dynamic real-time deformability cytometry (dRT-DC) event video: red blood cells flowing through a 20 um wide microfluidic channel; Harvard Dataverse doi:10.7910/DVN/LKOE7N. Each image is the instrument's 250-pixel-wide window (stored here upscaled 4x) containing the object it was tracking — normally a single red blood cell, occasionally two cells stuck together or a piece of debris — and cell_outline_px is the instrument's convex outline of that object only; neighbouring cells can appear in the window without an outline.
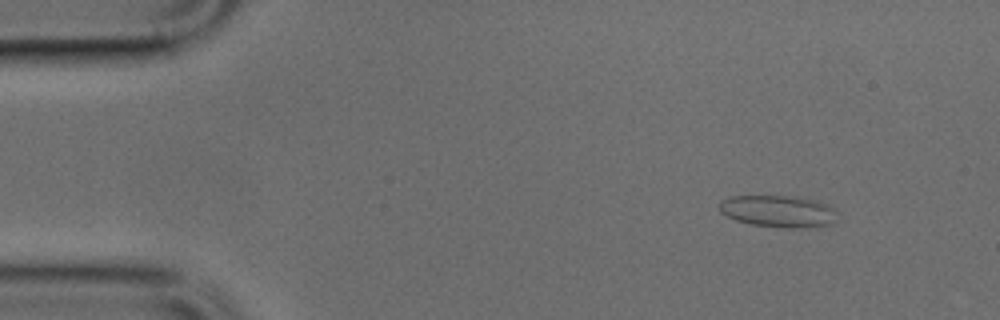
{"species": "common noctule bat (a hibernating species)", "species_latin": "Nyctalus noctula", "temperature_condition": "cold", "stored_images_in_passage": 45, "camera_frame_rate_fps": 3000, "um_per_image_px": 0.085, "animal": {"sex": "male", "body_mass_g": 17.9, "forearm_length_mm": 54.2}, "frame": {"image": 1, "passage_image": 1, "time_ms": 0.0, "image_size_px": [1000, 320], "cell_outline_px": [[836, 224], [800, 228], [780, 228], [752, 224], [736, 220], [720, 212], [720, 200], [728, 196], [796, 196], [812, 200], [824, 204], [832, 208], [836, 212]], "centroid_in_image_um": [66.15, 17.96], "position_along_channel_um": 18.9, "area_um2": 21.96}}
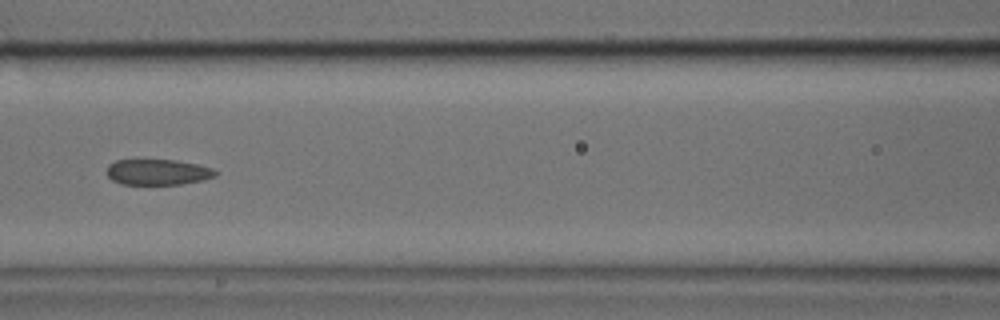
{"frame": {"image": 2, "passage_image": 17, "time_ms": 5.333, "image_size_px": [1000, 320], "cell_outline_px": [[220, 172], [216, 176], [204, 180], [180, 184], [120, 184], [112, 180], [108, 176], [108, 164], [116, 160], [176, 160], [196, 164], [212, 168]], "centroid_in_image_um": [13.44, 14.63], "position_along_channel_um": 153.2, "area_um2": 16.3}}
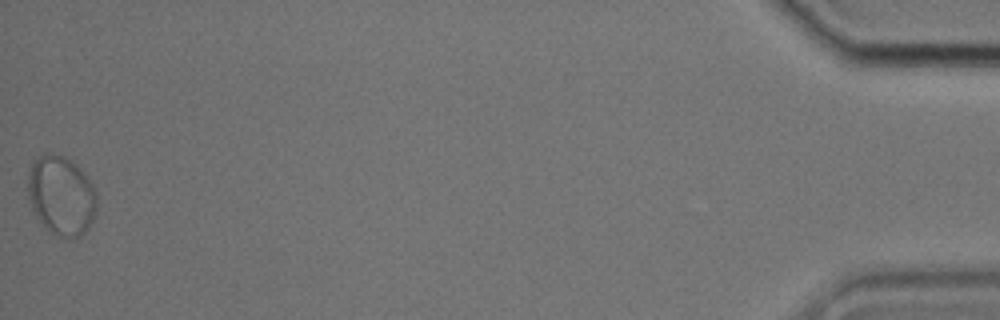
{"frame": {"image": 3, "passage_image": 45, "time_ms": 14.667, "image_size_px": [1000, 320], "cell_outline_px": [[96, 212], [88, 228], [80, 236], [72, 240], [56, 236], [48, 232], [36, 216], [32, 208], [28, 196], [28, 172], [32, 160], [44, 152], [48, 152], [64, 156], [72, 160], [88, 176], [96, 192]], "centroid_in_image_um": [5.2, 16.62], "position_along_channel_um": 430.0, "area_um2": 32.6}}